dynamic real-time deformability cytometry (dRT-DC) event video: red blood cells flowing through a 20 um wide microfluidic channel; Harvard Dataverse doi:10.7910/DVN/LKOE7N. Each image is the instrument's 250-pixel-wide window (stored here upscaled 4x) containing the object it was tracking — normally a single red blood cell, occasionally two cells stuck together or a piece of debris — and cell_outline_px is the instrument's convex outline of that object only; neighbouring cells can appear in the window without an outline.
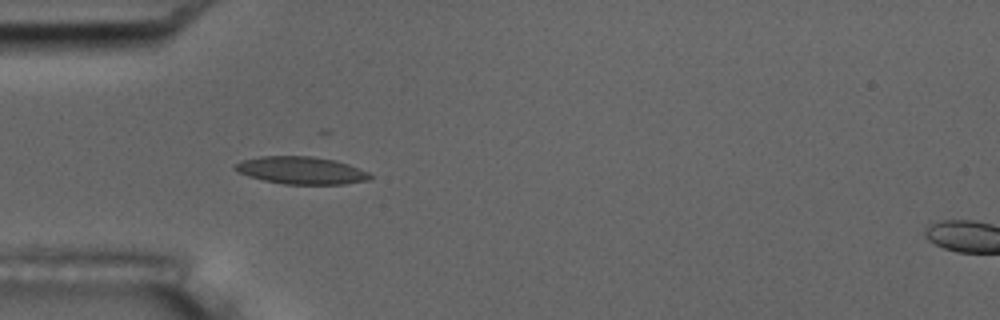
{"species": "common noctule bat (a hibernating species)", "species_latin": "Nyctalus noctula", "temperature_condition": "room temperature", "stored_images_in_passage": 56, "camera_frame_rate_fps": 3000, "um_per_image_px": 0.085, "animal": {"sex": "male", "body_mass_g": 17.5, "forearm_length_mm": 52.3}, "frame": {"image": 1, "passage_image": 17, "time_ms": 5.333, "image_size_px": [1000, 320], "cell_outline_px": [[372, 176], [368, 180], [344, 184], [284, 184], [264, 180], [248, 176], [236, 172], [232, 168], [240, 160], [260, 156], [312, 156], [336, 160], [348, 164], [368, 172]], "centroid_in_image_um": [25.56, 14.47], "position_along_channel_um": 59.4, "area_um2": 21.68}}